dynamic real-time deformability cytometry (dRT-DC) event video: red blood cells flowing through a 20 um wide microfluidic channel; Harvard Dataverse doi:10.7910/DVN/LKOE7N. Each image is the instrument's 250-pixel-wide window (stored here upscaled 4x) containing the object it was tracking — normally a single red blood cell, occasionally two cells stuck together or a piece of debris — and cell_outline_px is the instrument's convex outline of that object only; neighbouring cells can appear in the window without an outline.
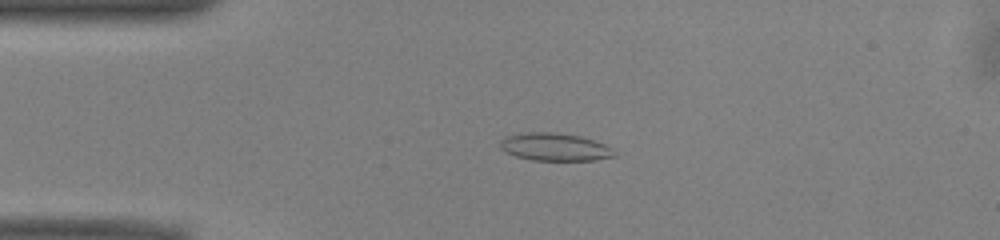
{"species": "common noctule bat (a hibernating species)", "species_latin": "Nyctalus noctula", "temperature_condition": "warm", "stored_images_in_passage": 51, "camera_frame_rate_fps": 3000, "um_per_image_px": 0.085, "animal": {"sex": "male", "body_mass_g": 13.0, "forearm_length_mm": 53.1}, "frame": {"image": 1, "passage_image": 11, "time_ms": 3.333, "image_size_px": [1000, 240], "cell_outline_px": [[616, 156], [596, 160], [532, 160], [516, 156], [504, 152], [500, 148], [500, 140], [504, 136], [524, 132], [556, 132], [580, 136], [604, 144], [612, 148], [616, 152]], "centroid_in_image_um": [47.13, 12.49], "position_along_channel_um": 37.9, "area_um2": 18.61}}
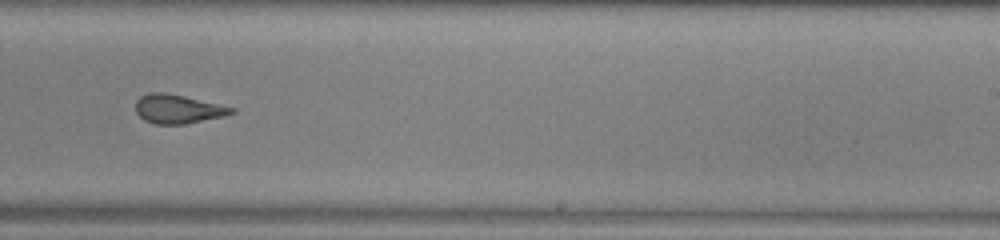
{"frame": {"image": 2, "passage_image": 31, "time_ms": 10.0, "image_size_px": [1000, 240], "cell_outline_px": [[236, 112], [224, 116], [184, 124], [156, 124], [144, 120], [136, 112], [136, 100], [140, 96], [148, 92], [164, 92], [184, 96], [236, 108]], "centroid_in_image_um": [15.11, 9.26], "position_along_channel_um": 273.9, "area_um2": 16.13}}
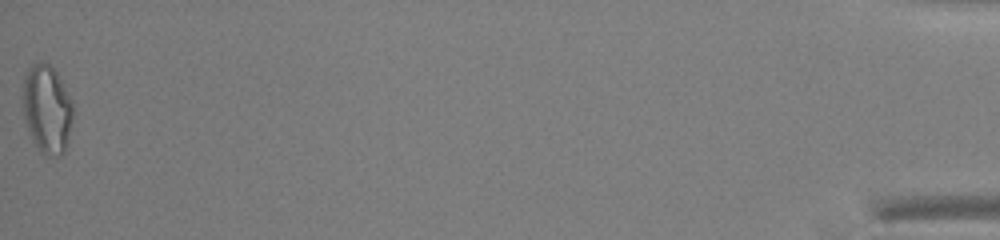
{"frame": {"image": 3, "passage_image": 51, "time_ms": 16.667, "image_size_px": [1000, 240], "cell_outline_px": [[72, 120], [68, 144], [64, 152], [60, 156], [48, 156], [40, 152], [32, 140], [28, 132], [24, 120], [20, 96], [24, 76], [28, 68], [32, 64], [40, 60], [48, 64], [56, 72], [72, 100]], "centroid_in_image_um": [3.95, 9.28], "position_along_channel_um": 431.3, "area_um2": 26.59}, "authors_computed_cell_mechanics": {"area_um2": 17.8602, "velocity_mm_per_s": 3.9623, "shape_relaxation_time_tau1_ms": null, "shape_relaxation_time_tau2_ms": 1.6591, "deformation_change_tau1": null, "deformation_change_tau2": 0.1027}}